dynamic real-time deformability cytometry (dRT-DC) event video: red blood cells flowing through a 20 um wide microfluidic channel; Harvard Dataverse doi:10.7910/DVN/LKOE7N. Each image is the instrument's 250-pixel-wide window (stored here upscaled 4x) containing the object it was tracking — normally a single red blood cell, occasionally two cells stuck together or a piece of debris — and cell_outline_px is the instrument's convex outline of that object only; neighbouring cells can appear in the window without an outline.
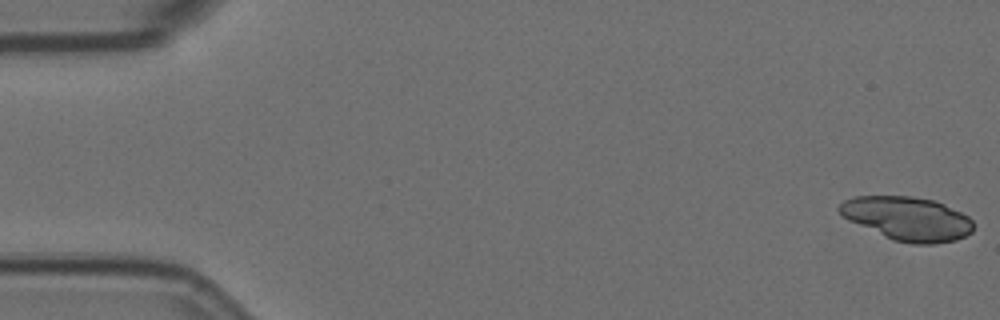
{"species": "Egyptian fruit bat (a non-hibernating species)", "species_latin": "Rousettus aegyptiacus", "temperature_condition": "room temperature", "stored_images_in_passage": 43, "camera_frame_rate_fps": 3000, "um_per_image_px": 0.085, "animal": {"sex": "female"}, "frame": {"image": 1, "passage_image": 1, "time_ms": 0.0, "image_size_px": [1000, 320], "cell_outline_px": [[972, 232], [956, 240], [932, 244], [912, 244], [892, 240], [848, 220], [840, 216], [836, 208], [844, 200], [856, 196], [912, 196], [936, 200], [968, 216], [972, 220]], "centroid_in_image_um": [77.09, 18.58], "position_along_channel_um": 7.9, "area_um2": 34.33}, "authors_computed_cell_mechanics": {"area_um2": 19.7098, "velocity_mm_per_s": 3.5749, "shape_relaxation_time_tau1_ms": 4.95, "shape_relaxation_time_tau2_ms": 4.119, "deformation_change_tau1": 0.1839, "deformation_change_tau2": 0.1182}}